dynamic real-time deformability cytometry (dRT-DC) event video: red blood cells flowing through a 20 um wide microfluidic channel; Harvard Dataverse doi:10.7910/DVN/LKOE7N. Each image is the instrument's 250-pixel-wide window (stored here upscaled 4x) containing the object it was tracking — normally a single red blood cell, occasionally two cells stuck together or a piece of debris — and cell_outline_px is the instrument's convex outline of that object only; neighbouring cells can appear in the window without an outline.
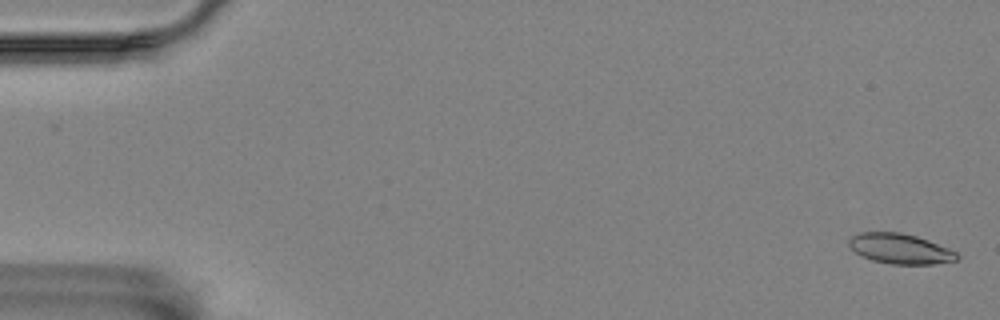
{"species": "Egyptian fruit bat (a non-hibernating species)", "species_latin": "Rousettus aegyptiacus", "temperature_condition": "room temperature", "stored_images_in_passage": 5, "camera_frame_rate_fps": 3000, "um_per_image_px": 0.085, "animal": {"sex": "female"}, "frame": {"image": 1, "passage_image": 1, "time_ms": 0.0, "image_size_px": [1000, 320], "cell_outline_px": [[960, 256], [956, 260], [932, 264], [892, 264], [872, 260], [860, 256], [848, 244], [848, 240], [852, 236], [860, 232], [900, 232], [916, 236], [928, 240], [948, 248], [956, 252]], "centroid_in_image_um": [76.49, 21.14], "position_along_channel_um": 8.5, "area_um2": 18.9}}
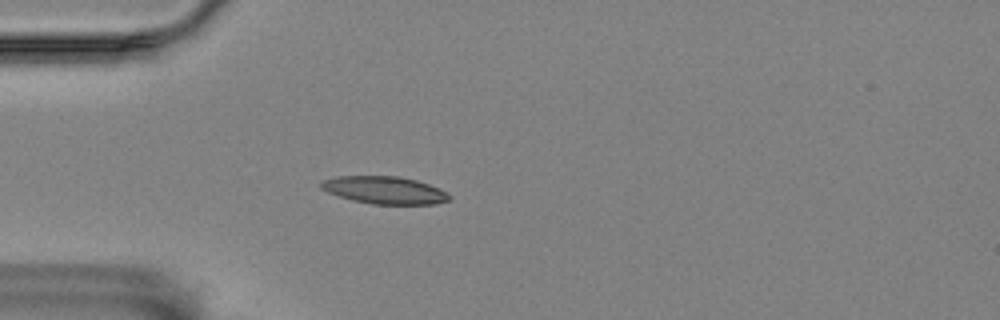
{"frame": {"image": 2, "passage_image": 4, "time_ms": 5.0, "image_size_px": [1000, 320], "cell_outline_px": [[452, 196], [448, 200], [436, 204], [372, 204], [352, 200], [328, 192], [320, 188], [320, 184], [324, 180], [336, 176], [396, 176], [416, 180], [428, 184]], "centroid_in_image_um": [32.66, 16.16], "position_along_channel_um": 52.3, "area_um2": 20.29}}